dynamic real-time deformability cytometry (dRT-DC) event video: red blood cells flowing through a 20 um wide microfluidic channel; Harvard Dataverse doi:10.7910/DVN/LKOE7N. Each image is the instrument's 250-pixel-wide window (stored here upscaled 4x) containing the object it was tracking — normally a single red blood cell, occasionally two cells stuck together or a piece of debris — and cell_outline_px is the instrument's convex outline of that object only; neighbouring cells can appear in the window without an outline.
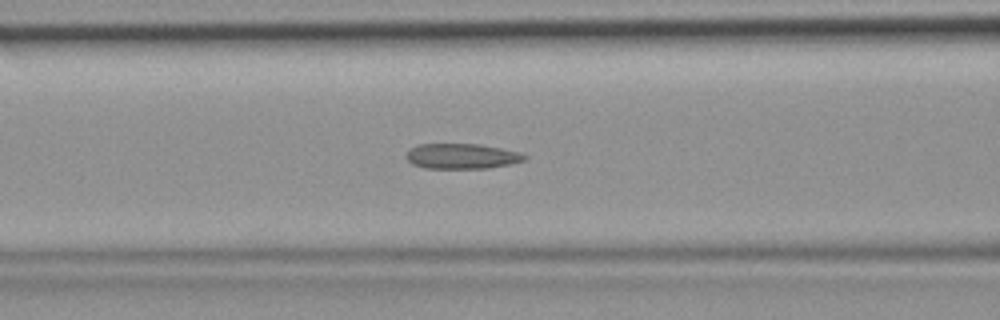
{"species": "common noctule bat (a hibernating species)", "species_latin": "Nyctalus noctula", "temperature_condition": "room temperature", "stored_images_in_passage": 44, "camera_frame_rate_fps": 3000, "um_per_image_px": 0.085, "animal": {"sex": "female", "body_mass_g": 19.9}, "frame": {"image": 1, "passage_image": 18, "time_ms": 5.667, "image_size_px": [1000, 320], "cell_outline_px": [[528, 156], [524, 160], [508, 164], [488, 168], [424, 168], [412, 164], [404, 156], [412, 148], [420, 144], [480, 144], [520, 152]], "centroid_in_image_um": [39.24, 13.27], "position_along_channel_um": 127.4, "area_um2": 17.28}}
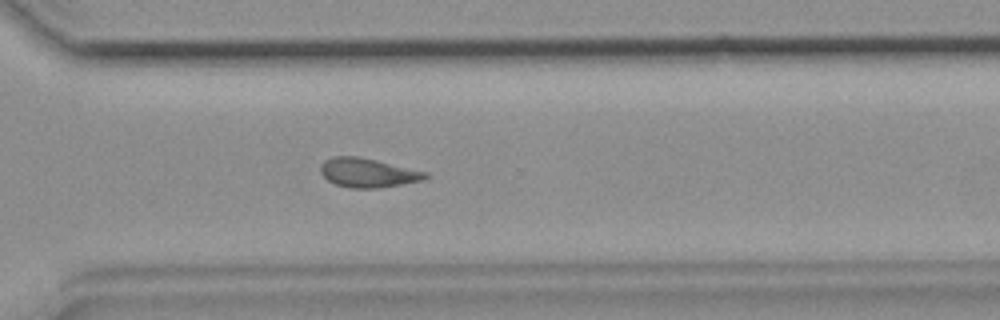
{"frame": {"image": 2, "passage_image": 32, "time_ms": 10.333, "image_size_px": [1000, 320], "cell_outline_px": [[428, 176], [424, 180], [376, 188], [348, 188], [336, 184], [328, 180], [320, 172], [320, 164], [324, 160], [332, 156], [356, 156], [428, 172]], "centroid_in_image_um": [31.23, 14.68], "position_along_channel_um": 339.4, "area_um2": 17.63}}
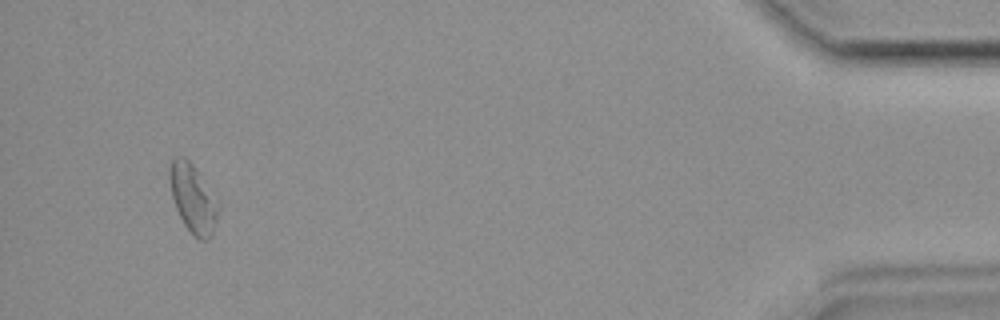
{"frame": {"image": 3, "passage_image": 42, "time_ms": 13.667, "image_size_px": [1000, 320], "cell_outline_px": [[220, 200], [216, 220], [212, 236], [208, 240], [200, 240], [184, 224], [176, 208], [172, 196], [168, 176], [168, 164], [176, 156], [184, 156], [192, 164]], "centroid_in_image_um": [16.41, 16.83], "position_along_channel_um": 418.8, "area_um2": 19.59}}